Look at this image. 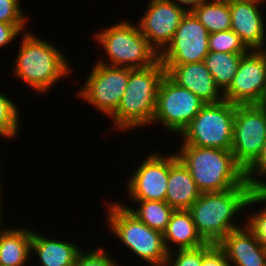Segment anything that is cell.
Wrapping results in <instances>:
<instances>
[{
    "mask_svg": "<svg viewBox=\"0 0 266 266\" xmlns=\"http://www.w3.org/2000/svg\"><path fill=\"white\" fill-rule=\"evenodd\" d=\"M264 109H265V111H266V94H265V96H264V99H263V101H262V103L260 104Z\"/></svg>",
    "mask_w": 266,
    "mask_h": 266,
    "instance_id": "obj_38",
    "label": "cell"
},
{
    "mask_svg": "<svg viewBox=\"0 0 266 266\" xmlns=\"http://www.w3.org/2000/svg\"><path fill=\"white\" fill-rule=\"evenodd\" d=\"M261 2L263 1L244 0L229 3L231 30L240 37L249 50H266V27L259 8Z\"/></svg>",
    "mask_w": 266,
    "mask_h": 266,
    "instance_id": "obj_15",
    "label": "cell"
},
{
    "mask_svg": "<svg viewBox=\"0 0 266 266\" xmlns=\"http://www.w3.org/2000/svg\"><path fill=\"white\" fill-rule=\"evenodd\" d=\"M169 177V154L150 153L128 179L131 200L165 201Z\"/></svg>",
    "mask_w": 266,
    "mask_h": 266,
    "instance_id": "obj_14",
    "label": "cell"
},
{
    "mask_svg": "<svg viewBox=\"0 0 266 266\" xmlns=\"http://www.w3.org/2000/svg\"><path fill=\"white\" fill-rule=\"evenodd\" d=\"M177 158L188 169L201 193L222 192L244 185L245 171L231 150L181 144Z\"/></svg>",
    "mask_w": 266,
    "mask_h": 266,
    "instance_id": "obj_2",
    "label": "cell"
},
{
    "mask_svg": "<svg viewBox=\"0 0 266 266\" xmlns=\"http://www.w3.org/2000/svg\"><path fill=\"white\" fill-rule=\"evenodd\" d=\"M83 252L79 254V266H119L102 247L94 251Z\"/></svg>",
    "mask_w": 266,
    "mask_h": 266,
    "instance_id": "obj_30",
    "label": "cell"
},
{
    "mask_svg": "<svg viewBox=\"0 0 266 266\" xmlns=\"http://www.w3.org/2000/svg\"><path fill=\"white\" fill-rule=\"evenodd\" d=\"M209 32L195 15L188 10L182 18L172 41L159 54L164 66H177L203 62L209 53Z\"/></svg>",
    "mask_w": 266,
    "mask_h": 266,
    "instance_id": "obj_11",
    "label": "cell"
},
{
    "mask_svg": "<svg viewBox=\"0 0 266 266\" xmlns=\"http://www.w3.org/2000/svg\"><path fill=\"white\" fill-rule=\"evenodd\" d=\"M1 204H2V202H0V228H1L2 225H3V224H2V223H3V220H2V219H3V218H2V216H3L2 213H3V212H2V206H1Z\"/></svg>",
    "mask_w": 266,
    "mask_h": 266,
    "instance_id": "obj_36",
    "label": "cell"
},
{
    "mask_svg": "<svg viewBox=\"0 0 266 266\" xmlns=\"http://www.w3.org/2000/svg\"><path fill=\"white\" fill-rule=\"evenodd\" d=\"M254 214L246 217L249 219H247L245 225L254 233L256 239L266 251V206Z\"/></svg>",
    "mask_w": 266,
    "mask_h": 266,
    "instance_id": "obj_31",
    "label": "cell"
},
{
    "mask_svg": "<svg viewBox=\"0 0 266 266\" xmlns=\"http://www.w3.org/2000/svg\"><path fill=\"white\" fill-rule=\"evenodd\" d=\"M216 247L230 266H266V251L246 225L230 231Z\"/></svg>",
    "mask_w": 266,
    "mask_h": 266,
    "instance_id": "obj_16",
    "label": "cell"
},
{
    "mask_svg": "<svg viewBox=\"0 0 266 266\" xmlns=\"http://www.w3.org/2000/svg\"><path fill=\"white\" fill-rule=\"evenodd\" d=\"M21 35L19 54L12 71L14 77L40 94L47 93L58 80L70 75V64L63 52L49 41L27 31Z\"/></svg>",
    "mask_w": 266,
    "mask_h": 266,
    "instance_id": "obj_3",
    "label": "cell"
},
{
    "mask_svg": "<svg viewBox=\"0 0 266 266\" xmlns=\"http://www.w3.org/2000/svg\"><path fill=\"white\" fill-rule=\"evenodd\" d=\"M202 266H230L224 254L215 247L203 260Z\"/></svg>",
    "mask_w": 266,
    "mask_h": 266,
    "instance_id": "obj_33",
    "label": "cell"
},
{
    "mask_svg": "<svg viewBox=\"0 0 266 266\" xmlns=\"http://www.w3.org/2000/svg\"><path fill=\"white\" fill-rule=\"evenodd\" d=\"M32 231L0 228V266H25L31 251Z\"/></svg>",
    "mask_w": 266,
    "mask_h": 266,
    "instance_id": "obj_21",
    "label": "cell"
},
{
    "mask_svg": "<svg viewBox=\"0 0 266 266\" xmlns=\"http://www.w3.org/2000/svg\"><path fill=\"white\" fill-rule=\"evenodd\" d=\"M235 111L236 104L226 100L205 104L182 131V143L231 150Z\"/></svg>",
    "mask_w": 266,
    "mask_h": 266,
    "instance_id": "obj_7",
    "label": "cell"
},
{
    "mask_svg": "<svg viewBox=\"0 0 266 266\" xmlns=\"http://www.w3.org/2000/svg\"><path fill=\"white\" fill-rule=\"evenodd\" d=\"M206 103L190 90L178 86L165 75L158 88L156 112L152 123L181 134Z\"/></svg>",
    "mask_w": 266,
    "mask_h": 266,
    "instance_id": "obj_9",
    "label": "cell"
},
{
    "mask_svg": "<svg viewBox=\"0 0 266 266\" xmlns=\"http://www.w3.org/2000/svg\"><path fill=\"white\" fill-rule=\"evenodd\" d=\"M257 203L262 201L245 183L222 192L201 193L188 210L201 237L207 243L217 245L230 231L245 225L234 224L232 218L247 206Z\"/></svg>",
    "mask_w": 266,
    "mask_h": 266,
    "instance_id": "obj_1",
    "label": "cell"
},
{
    "mask_svg": "<svg viewBox=\"0 0 266 266\" xmlns=\"http://www.w3.org/2000/svg\"><path fill=\"white\" fill-rule=\"evenodd\" d=\"M189 8L174 0H150L138 27L149 44L160 54L172 38Z\"/></svg>",
    "mask_w": 266,
    "mask_h": 266,
    "instance_id": "obj_13",
    "label": "cell"
},
{
    "mask_svg": "<svg viewBox=\"0 0 266 266\" xmlns=\"http://www.w3.org/2000/svg\"><path fill=\"white\" fill-rule=\"evenodd\" d=\"M20 0H0V22L14 24L25 32L27 18L20 7Z\"/></svg>",
    "mask_w": 266,
    "mask_h": 266,
    "instance_id": "obj_28",
    "label": "cell"
},
{
    "mask_svg": "<svg viewBox=\"0 0 266 266\" xmlns=\"http://www.w3.org/2000/svg\"><path fill=\"white\" fill-rule=\"evenodd\" d=\"M113 203H108L106 209L109 229L128 250L148 265L165 266L169 252L164 244L163 233L138 220L121 203Z\"/></svg>",
    "mask_w": 266,
    "mask_h": 266,
    "instance_id": "obj_6",
    "label": "cell"
},
{
    "mask_svg": "<svg viewBox=\"0 0 266 266\" xmlns=\"http://www.w3.org/2000/svg\"><path fill=\"white\" fill-rule=\"evenodd\" d=\"M20 34L21 31L14 24L0 22V48L11 43Z\"/></svg>",
    "mask_w": 266,
    "mask_h": 266,
    "instance_id": "obj_32",
    "label": "cell"
},
{
    "mask_svg": "<svg viewBox=\"0 0 266 266\" xmlns=\"http://www.w3.org/2000/svg\"><path fill=\"white\" fill-rule=\"evenodd\" d=\"M0 187H1V186H0ZM1 190H2V188H0V201H1V199H2V198H1V197H2V196H1V195H2V191H1Z\"/></svg>",
    "mask_w": 266,
    "mask_h": 266,
    "instance_id": "obj_40",
    "label": "cell"
},
{
    "mask_svg": "<svg viewBox=\"0 0 266 266\" xmlns=\"http://www.w3.org/2000/svg\"><path fill=\"white\" fill-rule=\"evenodd\" d=\"M224 100L236 105L261 104L266 94V50H249L240 60Z\"/></svg>",
    "mask_w": 266,
    "mask_h": 266,
    "instance_id": "obj_12",
    "label": "cell"
},
{
    "mask_svg": "<svg viewBox=\"0 0 266 266\" xmlns=\"http://www.w3.org/2000/svg\"><path fill=\"white\" fill-rule=\"evenodd\" d=\"M258 178H255V175ZM266 176V141L263 145L262 152L259 158L254 162V164L245 172V182L256 191L259 188L266 187V182L260 179V177Z\"/></svg>",
    "mask_w": 266,
    "mask_h": 266,
    "instance_id": "obj_29",
    "label": "cell"
},
{
    "mask_svg": "<svg viewBox=\"0 0 266 266\" xmlns=\"http://www.w3.org/2000/svg\"><path fill=\"white\" fill-rule=\"evenodd\" d=\"M165 75L166 70L160 60L147 68H129L127 87L119 107L110 117L115 129L125 131L152 123L159 84Z\"/></svg>",
    "mask_w": 266,
    "mask_h": 266,
    "instance_id": "obj_4",
    "label": "cell"
},
{
    "mask_svg": "<svg viewBox=\"0 0 266 266\" xmlns=\"http://www.w3.org/2000/svg\"><path fill=\"white\" fill-rule=\"evenodd\" d=\"M166 75L178 86L190 90L207 103L224 100L213 76L204 62H194L177 66H164Z\"/></svg>",
    "mask_w": 266,
    "mask_h": 266,
    "instance_id": "obj_17",
    "label": "cell"
},
{
    "mask_svg": "<svg viewBox=\"0 0 266 266\" xmlns=\"http://www.w3.org/2000/svg\"><path fill=\"white\" fill-rule=\"evenodd\" d=\"M31 251L38 255L42 266H72L81 253L74 243L49 239L32 231Z\"/></svg>",
    "mask_w": 266,
    "mask_h": 266,
    "instance_id": "obj_20",
    "label": "cell"
},
{
    "mask_svg": "<svg viewBox=\"0 0 266 266\" xmlns=\"http://www.w3.org/2000/svg\"><path fill=\"white\" fill-rule=\"evenodd\" d=\"M266 141V111L260 104L236 105L231 152L246 172Z\"/></svg>",
    "mask_w": 266,
    "mask_h": 266,
    "instance_id": "obj_8",
    "label": "cell"
},
{
    "mask_svg": "<svg viewBox=\"0 0 266 266\" xmlns=\"http://www.w3.org/2000/svg\"><path fill=\"white\" fill-rule=\"evenodd\" d=\"M215 247V244L207 243L195 249H177L175 256L174 252H169L165 266H202L204 258Z\"/></svg>",
    "mask_w": 266,
    "mask_h": 266,
    "instance_id": "obj_27",
    "label": "cell"
},
{
    "mask_svg": "<svg viewBox=\"0 0 266 266\" xmlns=\"http://www.w3.org/2000/svg\"><path fill=\"white\" fill-rule=\"evenodd\" d=\"M19 107L7 94L0 92V136L7 139L17 136L19 127Z\"/></svg>",
    "mask_w": 266,
    "mask_h": 266,
    "instance_id": "obj_25",
    "label": "cell"
},
{
    "mask_svg": "<svg viewBox=\"0 0 266 266\" xmlns=\"http://www.w3.org/2000/svg\"><path fill=\"white\" fill-rule=\"evenodd\" d=\"M210 34L231 29L229 3L207 1L189 9Z\"/></svg>",
    "mask_w": 266,
    "mask_h": 266,
    "instance_id": "obj_23",
    "label": "cell"
},
{
    "mask_svg": "<svg viewBox=\"0 0 266 266\" xmlns=\"http://www.w3.org/2000/svg\"><path fill=\"white\" fill-rule=\"evenodd\" d=\"M129 80V68L96 62L78 96L109 118L120 105Z\"/></svg>",
    "mask_w": 266,
    "mask_h": 266,
    "instance_id": "obj_10",
    "label": "cell"
},
{
    "mask_svg": "<svg viewBox=\"0 0 266 266\" xmlns=\"http://www.w3.org/2000/svg\"><path fill=\"white\" fill-rule=\"evenodd\" d=\"M255 194L262 202L266 203V187L257 189Z\"/></svg>",
    "mask_w": 266,
    "mask_h": 266,
    "instance_id": "obj_35",
    "label": "cell"
},
{
    "mask_svg": "<svg viewBox=\"0 0 266 266\" xmlns=\"http://www.w3.org/2000/svg\"><path fill=\"white\" fill-rule=\"evenodd\" d=\"M72 266H79V255H78L77 259H76V262H75V264H74V265H72Z\"/></svg>",
    "mask_w": 266,
    "mask_h": 266,
    "instance_id": "obj_39",
    "label": "cell"
},
{
    "mask_svg": "<svg viewBox=\"0 0 266 266\" xmlns=\"http://www.w3.org/2000/svg\"><path fill=\"white\" fill-rule=\"evenodd\" d=\"M163 237L168 252L172 250L170 243L178 249H195L207 244L198 233L190 211L183 209L172 212Z\"/></svg>",
    "mask_w": 266,
    "mask_h": 266,
    "instance_id": "obj_19",
    "label": "cell"
},
{
    "mask_svg": "<svg viewBox=\"0 0 266 266\" xmlns=\"http://www.w3.org/2000/svg\"><path fill=\"white\" fill-rule=\"evenodd\" d=\"M200 195L201 192L188 169L175 153L169 154V177L165 201L174 210H188Z\"/></svg>",
    "mask_w": 266,
    "mask_h": 266,
    "instance_id": "obj_18",
    "label": "cell"
},
{
    "mask_svg": "<svg viewBox=\"0 0 266 266\" xmlns=\"http://www.w3.org/2000/svg\"><path fill=\"white\" fill-rule=\"evenodd\" d=\"M139 204V208L133 210L128 209L138 220L149 226L151 229L164 233L167 229L170 216L174 209L166 201H148V200H132Z\"/></svg>",
    "mask_w": 266,
    "mask_h": 266,
    "instance_id": "obj_24",
    "label": "cell"
},
{
    "mask_svg": "<svg viewBox=\"0 0 266 266\" xmlns=\"http://www.w3.org/2000/svg\"><path fill=\"white\" fill-rule=\"evenodd\" d=\"M95 40L102 45L108 60L96 62L130 69L147 68L159 60L158 52L142 35L137 24L120 21L95 34ZM108 62V63H107Z\"/></svg>",
    "mask_w": 266,
    "mask_h": 266,
    "instance_id": "obj_5",
    "label": "cell"
},
{
    "mask_svg": "<svg viewBox=\"0 0 266 266\" xmlns=\"http://www.w3.org/2000/svg\"><path fill=\"white\" fill-rule=\"evenodd\" d=\"M208 50L222 53L246 54L249 49L231 29L209 34Z\"/></svg>",
    "mask_w": 266,
    "mask_h": 266,
    "instance_id": "obj_26",
    "label": "cell"
},
{
    "mask_svg": "<svg viewBox=\"0 0 266 266\" xmlns=\"http://www.w3.org/2000/svg\"><path fill=\"white\" fill-rule=\"evenodd\" d=\"M244 54L209 51L204 58L206 68L213 76L217 87L223 93L229 88Z\"/></svg>",
    "mask_w": 266,
    "mask_h": 266,
    "instance_id": "obj_22",
    "label": "cell"
},
{
    "mask_svg": "<svg viewBox=\"0 0 266 266\" xmlns=\"http://www.w3.org/2000/svg\"><path fill=\"white\" fill-rule=\"evenodd\" d=\"M176 1H178L182 5L188 6L190 9V6L193 7L194 5L201 4L203 2H207L210 0H176Z\"/></svg>",
    "mask_w": 266,
    "mask_h": 266,
    "instance_id": "obj_34",
    "label": "cell"
},
{
    "mask_svg": "<svg viewBox=\"0 0 266 266\" xmlns=\"http://www.w3.org/2000/svg\"><path fill=\"white\" fill-rule=\"evenodd\" d=\"M213 1L224 2V3H231V2H234V1H244V0H213Z\"/></svg>",
    "mask_w": 266,
    "mask_h": 266,
    "instance_id": "obj_37",
    "label": "cell"
}]
</instances>
